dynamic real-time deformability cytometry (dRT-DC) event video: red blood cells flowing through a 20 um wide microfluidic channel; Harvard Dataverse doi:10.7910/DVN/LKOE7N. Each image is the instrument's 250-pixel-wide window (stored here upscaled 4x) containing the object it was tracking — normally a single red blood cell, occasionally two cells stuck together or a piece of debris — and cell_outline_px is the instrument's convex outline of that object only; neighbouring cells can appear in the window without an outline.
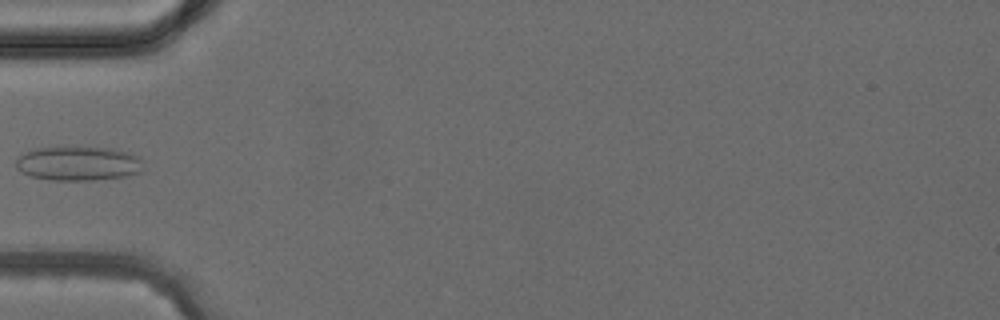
{"species": "common noctule bat (a hibernating species)", "species_latin": "Nyctalus noctula", "temperature_condition": "cold", "stored_images_in_passage": 5, "camera_frame_rate_fps": 3000, "um_per_image_px": 0.085, "animal": {"sex": "female", "body_mass_g": 24.6, "forearm_length_mm": 56.2}, "frame": {"image": 1, "passage_image": 5, "time_ms": 4.667, "image_size_px": [1000, 320], "cell_outline_px": [[144, 160], [140, 172], [124, 176], [92, 180], [48, 180], [28, 176], [20, 172], [16, 168], [16, 160], [24, 152], [40, 148], [112, 148], [128, 152], [140, 156]], "centroid_in_image_um": [6.66, 13.91], "position_along_channel_um": 78.3, "area_um2": 25.37}}